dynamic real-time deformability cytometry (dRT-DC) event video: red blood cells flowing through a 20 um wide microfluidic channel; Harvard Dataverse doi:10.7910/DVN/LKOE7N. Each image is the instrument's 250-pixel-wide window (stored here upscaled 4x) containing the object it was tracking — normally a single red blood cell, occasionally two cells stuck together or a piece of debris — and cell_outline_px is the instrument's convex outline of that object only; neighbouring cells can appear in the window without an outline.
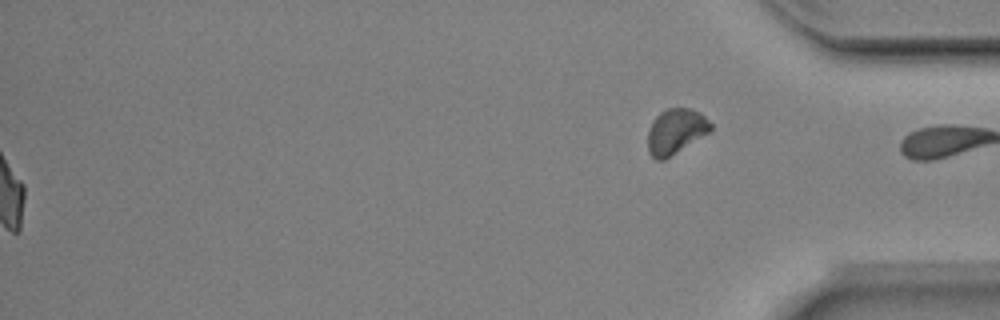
{"species": "Egyptian fruit bat (a non-hibernating species)", "species_latin": "Rousettus aegyptiacus", "temperature_condition": "room temperature", "stored_images_in_passage": 39, "segment_of_instrument_passage": [2, 2], "camera_frame_rate_fps": 3000, "um_per_image_px": 0.085, "animal": {"sex": "male"}, "frame": {"image": 1, "passage_image": 39, "time_ms": 12.667, "image_size_px": [1000, 320], "cell_outline_px": [[712, 128], [708, 132], [664, 160], [656, 160], [648, 152], [648, 128], [652, 120], [660, 112], [668, 108], [692, 108], [700, 112], [712, 124]], "centroid_in_image_um": [57.4, 11.15], "position_along_channel_um": 377.8, "area_um2": 16.47}}